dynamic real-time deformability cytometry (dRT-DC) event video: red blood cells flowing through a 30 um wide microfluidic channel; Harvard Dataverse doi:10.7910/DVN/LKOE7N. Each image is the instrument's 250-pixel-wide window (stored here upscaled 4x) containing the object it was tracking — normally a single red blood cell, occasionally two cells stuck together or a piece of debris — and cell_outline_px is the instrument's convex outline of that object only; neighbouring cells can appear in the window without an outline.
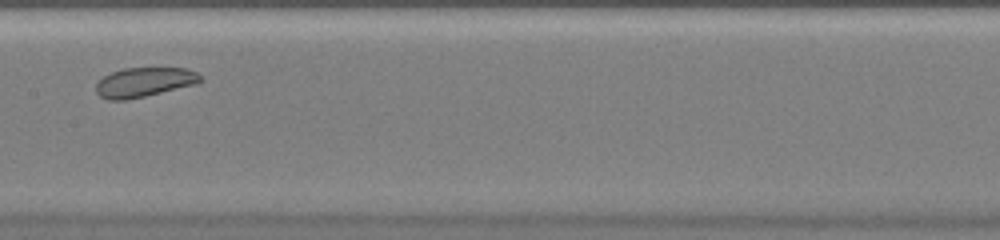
{"species": "common noctule bat (a hibernating species)", "species_latin": "Nyctalus noctula", "temperature_condition": "warm", "stored_images_in_passage": 26, "camera_frame_rate_fps": 3000, "um_per_image_px": 0.085, "animal": {"sex": "female", "body_mass_g": 20.0, "forearm_length_mm": 54.0}, "frame": {"image": 1, "passage_image": 12, "time_ms": 3.667, "image_size_px": [1000, 240], "cell_outline_px": [[204, 80], [196, 84], [144, 96], [124, 100], [108, 100], [100, 96], [96, 92], [96, 84], [104, 76], [112, 72], [124, 68], [184, 68], [196, 72]], "centroid_in_image_um": [12.25, 6.98], "position_along_channel_um": 195.1, "area_um2": 17.74}}
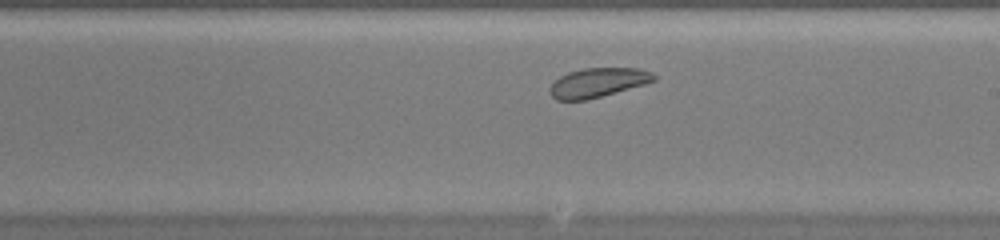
{"frame": {"image": 2, "passage_image": 15, "time_ms": 4.667, "image_size_px": [1000, 240], "cell_outline_px": [[656, 80], [644, 84], [588, 100], [556, 100], [548, 92], [552, 84], [560, 76], [568, 72], [584, 68], [640, 68], [652, 72], [656, 76]], "centroid_in_image_um": [50.82, 7.02], "position_along_channel_um": 238.2, "area_um2": 17.74}}
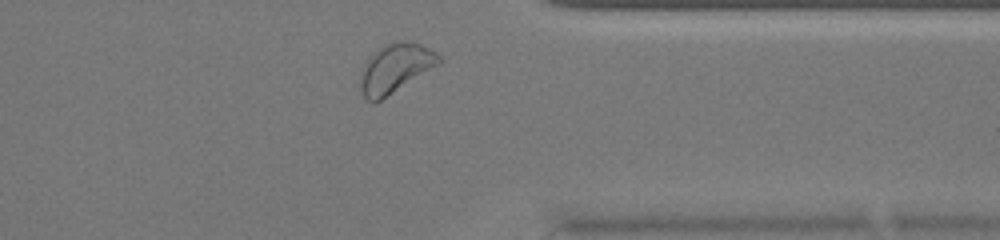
{"frame": {"image": 3, "passage_image": 25, "time_ms": 8.0, "image_size_px": [1000, 240], "cell_outline_px": [[444, 60], [440, 64], [376, 104], [372, 104], [364, 96], [360, 88], [360, 72], [368, 56], [372, 52], [388, 44], [400, 40], [404, 40], [420, 44], [436, 52]], "centroid_in_image_um": [33.59, 5.83], "position_along_channel_um": 377.8, "area_um2": 22.83}}